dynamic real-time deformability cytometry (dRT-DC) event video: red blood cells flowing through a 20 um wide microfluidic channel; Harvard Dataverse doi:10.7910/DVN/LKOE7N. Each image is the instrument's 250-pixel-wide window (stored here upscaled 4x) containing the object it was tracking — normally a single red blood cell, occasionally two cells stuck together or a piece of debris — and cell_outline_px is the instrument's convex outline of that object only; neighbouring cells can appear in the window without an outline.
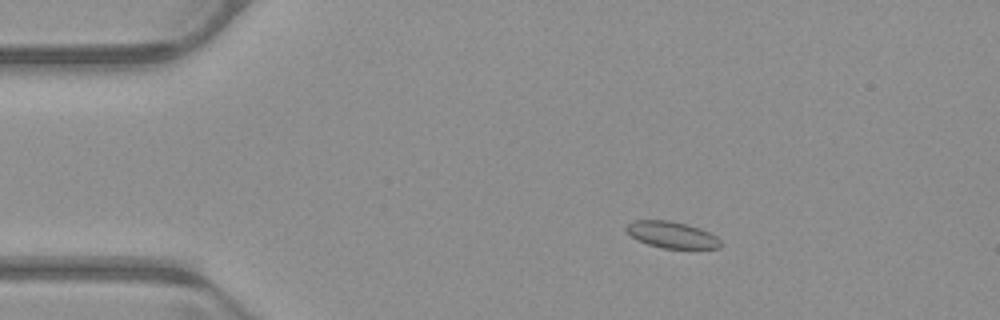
{"species": "common noctule bat (a hibernating species)", "species_latin": "Nyctalus noctula", "temperature_condition": "warm", "stored_images_in_passage": 53, "camera_frame_rate_fps": 3000, "um_per_image_px": 0.085, "animal": {"sex": "male", "body_mass_g": 23.1, "forearm_length_mm": 52.7}, "frame": {"image": 1, "passage_image": 10, "time_ms": 3.0, "image_size_px": [1000, 320], "cell_outline_px": [[720, 248], [664, 248], [648, 244], [636, 240], [624, 228], [632, 220], [668, 220], [688, 224], [700, 228], [716, 236], [720, 240]], "centroid_in_image_um": [57.08, 19.94], "position_along_channel_um": 27.9, "area_um2": 14.51}}
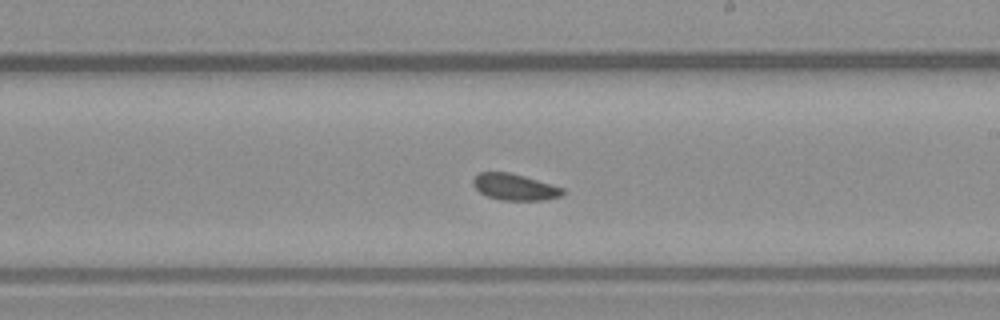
{"frame": {"image": 2, "passage_image": 31, "time_ms": 10.0, "image_size_px": [1000, 320], "cell_outline_px": [[564, 192], [560, 196], [544, 200], [500, 200], [488, 196], [480, 192], [472, 184], [472, 180], [480, 172], [508, 172], [524, 176], [564, 188]], "centroid_in_image_um": [43.74, 15.9], "position_along_channel_um": 245.3, "area_um2": 13.64}}
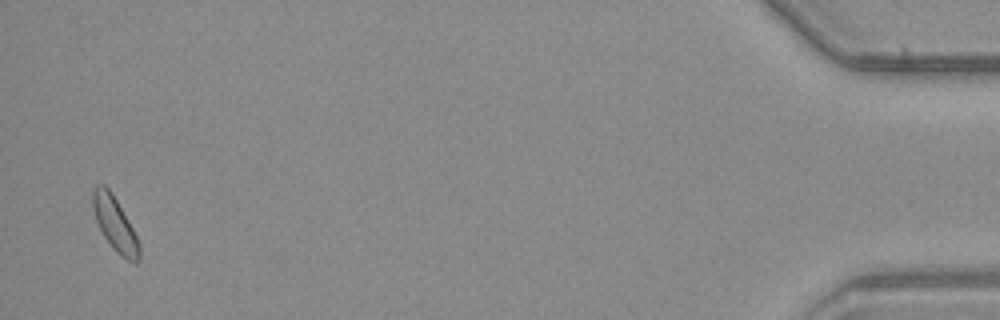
{"frame": {"image": 3, "passage_image": 52, "time_ms": 17.0, "image_size_px": [1000, 320], "cell_outline_px": [[140, 260], [136, 264], [120, 256], [112, 248], [104, 236], [96, 220], [92, 204], [92, 192], [96, 184], [104, 184], [112, 192], [132, 228], [140, 244]], "centroid_in_image_um": [9.77, 19.06], "position_along_channel_um": 425.4, "area_um2": 14.57}, "authors_computed_cell_mechanics": {"area_um2": 14.3344, "velocity_mm_per_s": 3.939, "shape_relaxation_time_tau1_ms": null, "shape_relaxation_time_tau2_ms": 4.2148, "deformation_change_tau1": null, "deformation_change_tau2": 0.0923}}